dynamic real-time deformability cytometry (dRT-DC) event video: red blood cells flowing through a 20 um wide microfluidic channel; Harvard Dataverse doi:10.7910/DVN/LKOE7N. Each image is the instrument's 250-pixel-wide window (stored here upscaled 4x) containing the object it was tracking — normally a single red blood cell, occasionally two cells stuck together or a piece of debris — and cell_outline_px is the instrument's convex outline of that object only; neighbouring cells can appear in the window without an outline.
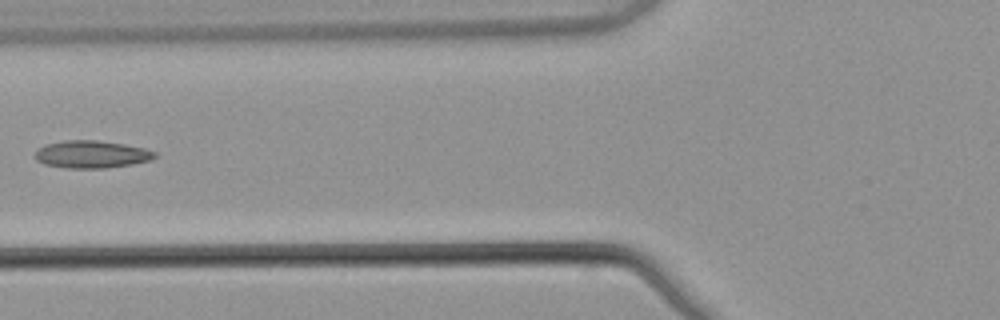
{"species": "common noctule bat (a hibernating species)", "species_latin": "Nyctalus noctula", "temperature_condition": "warm", "stored_images_in_passage": 6, "camera_frame_rate_fps": 3000, "um_per_image_px": 0.085, "animal": {"sex": "male", "body_mass_g": 21.5, "forearm_length_mm": 52.0}, "frame": {"image": 1, "passage_image": 5, "time_ms": 1.333, "image_size_px": [1000, 320], "cell_outline_px": [[156, 156], [152, 160], [132, 164], [104, 168], [64, 168], [44, 164], [36, 160], [36, 152], [44, 144], [64, 140], [96, 140], [124, 144], [144, 148], [156, 152]], "centroid_in_image_um": [7.78, 13.12], "position_along_channel_um": 118.0, "area_um2": 19.19}}
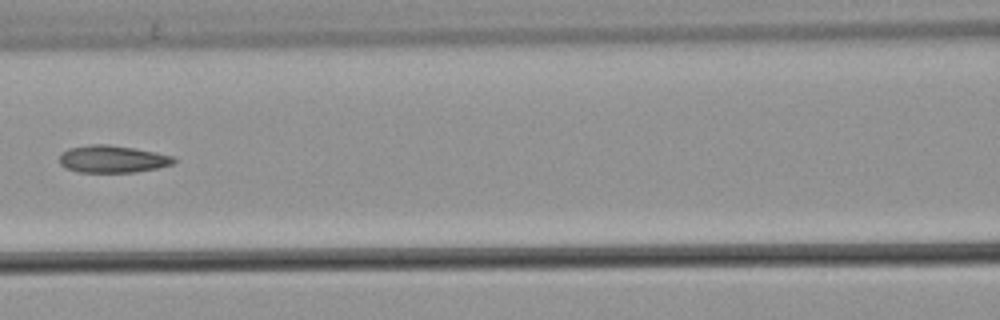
{"frame": {"image": 2, "passage_image": 6, "time_ms": 1.667, "image_size_px": [1000, 320], "cell_outline_px": [[176, 160], [172, 164], [156, 168], [136, 172], [76, 172], [64, 168], [60, 164], [60, 156], [68, 148], [92, 144], [108, 144], [156, 152], [172, 156]], "centroid_in_image_um": [9.53, 13.52], "position_along_channel_um": 157.1, "area_um2": 18.09}}